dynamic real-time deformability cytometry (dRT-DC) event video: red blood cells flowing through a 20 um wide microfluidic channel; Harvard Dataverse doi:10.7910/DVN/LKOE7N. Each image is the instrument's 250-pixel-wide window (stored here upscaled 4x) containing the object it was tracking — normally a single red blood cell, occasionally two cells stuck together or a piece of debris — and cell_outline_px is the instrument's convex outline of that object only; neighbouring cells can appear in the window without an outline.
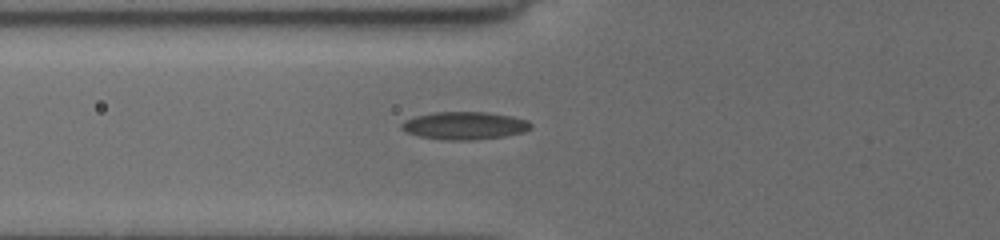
{"species": "common noctule bat (a hibernating species)", "species_latin": "Nyctalus noctula", "temperature_condition": "cold", "stored_images_in_passage": 22, "camera_frame_rate_fps": 3000, "um_per_image_px": 0.085, "animal": {"sex": "female", "body_mass_g": 19.5, "forearm_length_mm": 54.1}, "frame": {"image": 1, "passage_image": 2, "time_ms": 0.333, "image_size_px": [1000, 240], "cell_outline_px": [[532, 128], [524, 132], [504, 136], [468, 140], [444, 140], [420, 136], [408, 132], [400, 128], [400, 124], [404, 120], [416, 116], [436, 112], [488, 112], [512, 116], [528, 120], [532, 124]], "centroid_in_image_um": [39.51, 10.67], "position_along_channel_um": 86.3, "area_um2": 20.87}}
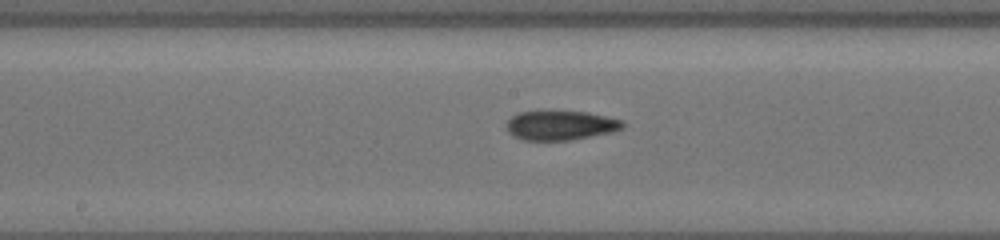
{"frame": {"image": 2, "passage_image": 13, "time_ms": 3.333, "image_size_px": [1000, 240], "cell_outline_px": [[624, 128], [612, 132], [572, 140], [524, 140], [512, 136], [508, 132], [504, 124], [512, 116], [520, 112], [588, 112], [624, 120]], "centroid_in_image_um": [47.65, 10.67], "position_along_channel_um": 200.5, "area_um2": 19.94}}
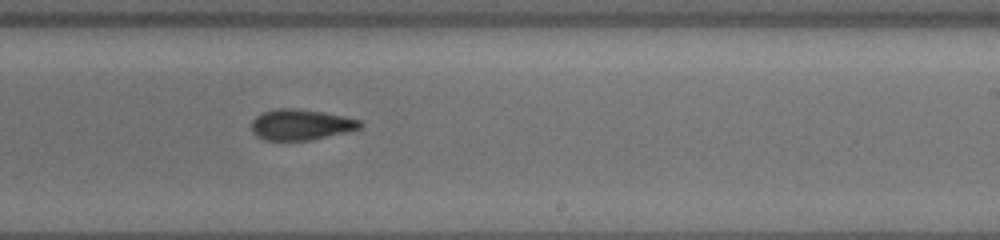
{"frame": {"image": 3, "passage_image": 19, "time_ms": 5.0, "image_size_px": [1000, 240], "cell_outline_px": [[364, 124], [360, 128], [344, 132], [308, 140], [264, 140], [256, 136], [252, 132], [252, 120], [256, 116], [264, 112], [280, 108], [292, 108], [320, 112], [344, 116], [360, 120]], "centroid_in_image_um": [25.55, 10.6], "position_along_channel_um": 263.5, "area_um2": 19.13}}